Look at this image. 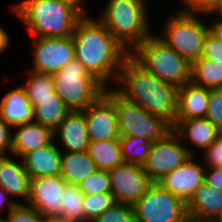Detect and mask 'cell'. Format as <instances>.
I'll use <instances>...</instances> for the list:
<instances>
[{
  "label": "cell",
  "instance_id": "17",
  "mask_svg": "<svg viewBox=\"0 0 222 222\" xmlns=\"http://www.w3.org/2000/svg\"><path fill=\"white\" fill-rule=\"evenodd\" d=\"M14 127L19 129L15 134H12L11 153L19 156L21 159L26 154L44 147L54 140V132L35 121Z\"/></svg>",
  "mask_w": 222,
  "mask_h": 222
},
{
  "label": "cell",
  "instance_id": "18",
  "mask_svg": "<svg viewBox=\"0 0 222 222\" xmlns=\"http://www.w3.org/2000/svg\"><path fill=\"white\" fill-rule=\"evenodd\" d=\"M53 132L54 141H56L55 137L59 135L65 152H79L88 149V131L83 110L70 111Z\"/></svg>",
  "mask_w": 222,
  "mask_h": 222
},
{
  "label": "cell",
  "instance_id": "16",
  "mask_svg": "<svg viewBox=\"0 0 222 222\" xmlns=\"http://www.w3.org/2000/svg\"><path fill=\"white\" fill-rule=\"evenodd\" d=\"M222 210V192L205 181L187 202L189 220L212 222Z\"/></svg>",
  "mask_w": 222,
  "mask_h": 222
},
{
  "label": "cell",
  "instance_id": "47",
  "mask_svg": "<svg viewBox=\"0 0 222 222\" xmlns=\"http://www.w3.org/2000/svg\"><path fill=\"white\" fill-rule=\"evenodd\" d=\"M212 222H222V210Z\"/></svg>",
  "mask_w": 222,
  "mask_h": 222
},
{
  "label": "cell",
  "instance_id": "43",
  "mask_svg": "<svg viewBox=\"0 0 222 222\" xmlns=\"http://www.w3.org/2000/svg\"><path fill=\"white\" fill-rule=\"evenodd\" d=\"M43 222H73L65 216L54 214L43 216Z\"/></svg>",
  "mask_w": 222,
  "mask_h": 222
},
{
  "label": "cell",
  "instance_id": "48",
  "mask_svg": "<svg viewBox=\"0 0 222 222\" xmlns=\"http://www.w3.org/2000/svg\"><path fill=\"white\" fill-rule=\"evenodd\" d=\"M219 137L222 139V128L219 130Z\"/></svg>",
  "mask_w": 222,
  "mask_h": 222
},
{
  "label": "cell",
  "instance_id": "1",
  "mask_svg": "<svg viewBox=\"0 0 222 222\" xmlns=\"http://www.w3.org/2000/svg\"><path fill=\"white\" fill-rule=\"evenodd\" d=\"M72 41L75 59L105 87L108 79L117 80L120 67L130 55L99 20L85 14L75 25Z\"/></svg>",
  "mask_w": 222,
  "mask_h": 222
},
{
  "label": "cell",
  "instance_id": "10",
  "mask_svg": "<svg viewBox=\"0 0 222 222\" xmlns=\"http://www.w3.org/2000/svg\"><path fill=\"white\" fill-rule=\"evenodd\" d=\"M179 141L182 139L172 130L161 140L152 143L147 160L143 164L144 171L152 182H158L181 166L191 155L195 157L193 151Z\"/></svg>",
  "mask_w": 222,
  "mask_h": 222
},
{
  "label": "cell",
  "instance_id": "35",
  "mask_svg": "<svg viewBox=\"0 0 222 222\" xmlns=\"http://www.w3.org/2000/svg\"><path fill=\"white\" fill-rule=\"evenodd\" d=\"M206 118L218 130L222 128V89L210 90Z\"/></svg>",
  "mask_w": 222,
  "mask_h": 222
},
{
  "label": "cell",
  "instance_id": "27",
  "mask_svg": "<svg viewBox=\"0 0 222 222\" xmlns=\"http://www.w3.org/2000/svg\"><path fill=\"white\" fill-rule=\"evenodd\" d=\"M190 81L210 90L222 89V64L201 56L191 64Z\"/></svg>",
  "mask_w": 222,
  "mask_h": 222
},
{
  "label": "cell",
  "instance_id": "34",
  "mask_svg": "<svg viewBox=\"0 0 222 222\" xmlns=\"http://www.w3.org/2000/svg\"><path fill=\"white\" fill-rule=\"evenodd\" d=\"M92 222H135L132 205L115 202Z\"/></svg>",
  "mask_w": 222,
  "mask_h": 222
},
{
  "label": "cell",
  "instance_id": "40",
  "mask_svg": "<svg viewBox=\"0 0 222 222\" xmlns=\"http://www.w3.org/2000/svg\"><path fill=\"white\" fill-rule=\"evenodd\" d=\"M210 172L205 170L204 181L210 186L222 192V167L209 168Z\"/></svg>",
  "mask_w": 222,
  "mask_h": 222
},
{
  "label": "cell",
  "instance_id": "24",
  "mask_svg": "<svg viewBox=\"0 0 222 222\" xmlns=\"http://www.w3.org/2000/svg\"><path fill=\"white\" fill-rule=\"evenodd\" d=\"M97 170L88 151L64 152L61 157L60 175L70 185H78Z\"/></svg>",
  "mask_w": 222,
  "mask_h": 222
},
{
  "label": "cell",
  "instance_id": "6",
  "mask_svg": "<svg viewBox=\"0 0 222 222\" xmlns=\"http://www.w3.org/2000/svg\"><path fill=\"white\" fill-rule=\"evenodd\" d=\"M52 76L54 92L70 111L87 109L106 88L77 59L72 60Z\"/></svg>",
  "mask_w": 222,
  "mask_h": 222
},
{
  "label": "cell",
  "instance_id": "11",
  "mask_svg": "<svg viewBox=\"0 0 222 222\" xmlns=\"http://www.w3.org/2000/svg\"><path fill=\"white\" fill-rule=\"evenodd\" d=\"M108 173L111 193L116 203L133 205L153 183L140 164L124 162Z\"/></svg>",
  "mask_w": 222,
  "mask_h": 222
},
{
  "label": "cell",
  "instance_id": "14",
  "mask_svg": "<svg viewBox=\"0 0 222 222\" xmlns=\"http://www.w3.org/2000/svg\"><path fill=\"white\" fill-rule=\"evenodd\" d=\"M68 183L61 175L30 179L28 205L42 216L59 215L60 196Z\"/></svg>",
  "mask_w": 222,
  "mask_h": 222
},
{
  "label": "cell",
  "instance_id": "23",
  "mask_svg": "<svg viewBox=\"0 0 222 222\" xmlns=\"http://www.w3.org/2000/svg\"><path fill=\"white\" fill-rule=\"evenodd\" d=\"M172 127L180 139L187 138L200 149H207L219 137V130L206 117L176 120Z\"/></svg>",
  "mask_w": 222,
  "mask_h": 222
},
{
  "label": "cell",
  "instance_id": "28",
  "mask_svg": "<svg viewBox=\"0 0 222 222\" xmlns=\"http://www.w3.org/2000/svg\"><path fill=\"white\" fill-rule=\"evenodd\" d=\"M60 201L59 215L65 216L73 222H87L84 217V194L78 185L67 184Z\"/></svg>",
  "mask_w": 222,
  "mask_h": 222
},
{
  "label": "cell",
  "instance_id": "9",
  "mask_svg": "<svg viewBox=\"0 0 222 222\" xmlns=\"http://www.w3.org/2000/svg\"><path fill=\"white\" fill-rule=\"evenodd\" d=\"M135 222H189L187 203L153 182L132 205Z\"/></svg>",
  "mask_w": 222,
  "mask_h": 222
},
{
  "label": "cell",
  "instance_id": "8",
  "mask_svg": "<svg viewBox=\"0 0 222 222\" xmlns=\"http://www.w3.org/2000/svg\"><path fill=\"white\" fill-rule=\"evenodd\" d=\"M164 28L163 37L158 35V38L190 64L202 56L209 25L206 26L195 13L180 11L169 17Z\"/></svg>",
  "mask_w": 222,
  "mask_h": 222
},
{
  "label": "cell",
  "instance_id": "29",
  "mask_svg": "<svg viewBox=\"0 0 222 222\" xmlns=\"http://www.w3.org/2000/svg\"><path fill=\"white\" fill-rule=\"evenodd\" d=\"M28 74L30 77L23 87L33 107L37 104V99L53 97L54 82L52 74L37 73L34 71H29Z\"/></svg>",
  "mask_w": 222,
  "mask_h": 222
},
{
  "label": "cell",
  "instance_id": "20",
  "mask_svg": "<svg viewBox=\"0 0 222 222\" xmlns=\"http://www.w3.org/2000/svg\"><path fill=\"white\" fill-rule=\"evenodd\" d=\"M210 89L191 81L178 88V113L176 120L206 117Z\"/></svg>",
  "mask_w": 222,
  "mask_h": 222
},
{
  "label": "cell",
  "instance_id": "12",
  "mask_svg": "<svg viewBox=\"0 0 222 222\" xmlns=\"http://www.w3.org/2000/svg\"><path fill=\"white\" fill-rule=\"evenodd\" d=\"M35 38L34 72L54 74L75 59L72 36Z\"/></svg>",
  "mask_w": 222,
  "mask_h": 222
},
{
  "label": "cell",
  "instance_id": "2",
  "mask_svg": "<svg viewBox=\"0 0 222 222\" xmlns=\"http://www.w3.org/2000/svg\"><path fill=\"white\" fill-rule=\"evenodd\" d=\"M115 90L146 111L159 115L172 126L178 113V88L145 70L130 55L120 67Z\"/></svg>",
  "mask_w": 222,
  "mask_h": 222
},
{
  "label": "cell",
  "instance_id": "15",
  "mask_svg": "<svg viewBox=\"0 0 222 222\" xmlns=\"http://www.w3.org/2000/svg\"><path fill=\"white\" fill-rule=\"evenodd\" d=\"M191 155L181 166L161 178L158 183L171 194L183 199L186 203L204 182L205 169L195 163Z\"/></svg>",
  "mask_w": 222,
  "mask_h": 222
},
{
  "label": "cell",
  "instance_id": "45",
  "mask_svg": "<svg viewBox=\"0 0 222 222\" xmlns=\"http://www.w3.org/2000/svg\"><path fill=\"white\" fill-rule=\"evenodd\" d=\"M220 13V17L222 18V0H217L215 7L209 13Z\"/></svg>",
  "mask_w": 222,
  "mask_h": 222
},
{
  "label": "cell",
  "instance_id": "41",
  "mask_svg": "<svg viewBox=\"0 0 222 222\" xmlns=\"http://www.w3.org/2000/svg\"><path fill=\"white\" fill-rule=\"evenodd\" d=\"M209 27V32L222 42V18L219 21L213 22Z\"/></svg>",
  "mask_w": 222,
  "mask_h": 222
},
{
  "label": "cell",
  "instance_id": "26",
  "mask_svg": "<svg viewBox=\"0 0 222 222\" xmlns=\"http://www.w3.org/2000/svg\"><path fill=\"white\" fill-rule=\"evenodd\" d=\"M33 110L34 121L50 128L52 131L70 112V109L55 92H53V97L37 99V104L33 107Z\"/></svg>",
  "mask_w": 222,
  "mask_h": 222
},
{
  "label": "cell",
  "instance_id": "30",
  "mask_svg": "<svg viewBox=\"0 0 222 222\" xmlns=\"http://www.w3.org/2000/svg\"><path fill=\"white\" fill-rule=\"evenodd\" d=\"M124 162L143 165L153 142L143 137H119Z\"/></svg>",
  "mask_w": 222,
  "mask_h": 222
},
{
  "label": "cell",
  "instance_id": "4",
  "mask_svg": "<svg viewBox=\"0 0 222 222\" xmlns=\"http://www.w3.org/2000/svg\"><path fill=\"white\" fill-rule=\"evenodd\" d=\"M145 6L144 0H109L98 18L111 35L126 50L129 49V53V47L134 50L151 36Z\"/></svg>",
  "mask_w": 222,
  "mask_h": 222
},
{
  "label": "cell",
  "instance_id": "19",
  "mask_svg": "<svg viewBox=\"0 0 222 222\" xmlns=\"http://www.w3.org/2000/svg\"><path fill=\"white\" fill-rule=\"evenodd\" d=\"M61 157L59 148L52 141L50 144L26 154L22 160L29 176L37 178L60 175Z\"/></svg>",
  "mask_w": 222,
  "mask_h": 222
},
{
  "label": "cell",
  "instance_id": "3",
  "mask_svg": "<svg viewBox=\"0 0 222 222\" xmlns=\"http://www.w3.org/2000/svg\"><path fill=\"white\" fill-rule=\"evenodd\" d=\"M13 6L35 37L72 36L77 21L85 14L68 0H25Z\"/></svg>",
  "mask_w": 222,
  "mask_h": 222
},
{
  "label": "cell",
  "instance_id": "39",
  "mask_svg": "<svg viewBox=\"0 0 222 222\" xmlns=\"http://www.w3.org/2000/svg\"><path fill=\"white\" fill-rule=\"evenodd\" d=\"M11 126L7 124L1 117H0V156L6 155V151L11 152L12 149V134L10 133Z\"/></svg>",
  "mask_w": 222,
  "mask_h": 222
},
{
  "label": "cell",
  "instance_id": "5",
  "mask_svg": "<svg viewBox=\"0 0 222 222\" xmlns=\"http://www.w3.org/2000/svg\"><path fill=\"white\" fill-rule=\"evenodd\" d=\"M130 56L145 70L177 88L190 82L191 64L157 35L147 37Z\"/></svg>",
  "mask_w": 222,
  "mask_h": 222
},
{
  "label": "cell",
  "instance_id": "38",
  "mask_svg": "<svg viewBox=\"0 0 222 222\" xmlns=\"http://www.w3.org/2000/svg\"><path fill=\"white\" fill-rule=\"evenodd\" d=\"M187 7L181 12L186 13H197L200 14L208 13L215 7L217 0H183Z\"/></svg>",
  "mask_w": 222,
  "mask_h": 222
},
{
  "label": "cell",
  "instance_id": "42",
  "mask_svg": "<svg viewBox=\"0 0 222 222\" xmlns=\"http://www.w3.org/2000/svg\"><path fill=\"white\" fill-rule=\"evenodd\" d=\"M10 45V38L3 28L0 27V54L5 52L7 47Z\"/></svg>",
  "mask_w": 222,
  "mask_h": 222
},
{
  "label": "cell",
  "instance_id": "13",
  "mask_svg": "<svg viewBox=\"0 0 222 222\" xmlns=\"http://www.w3.org/2000/svg\"><path fill=\"white\" fill-rule=\"evenodd\" d=\"M83 114L89 142L119 139L117 109L105 93L83 110Z\"/></svg>",
  "mask_w": 222,
  "mask_h": 222
},
{
  "label": "cell",
  "instance_id": "32",
  "mask_svg": "<svg viewBox=\"0 0 222 222\" xmlns=\"http://www.w3.org/2000/svg\"><path fill=\"white\" fill-rule=\"evenodd\" d=\"M8 204V205H7ZM8 215L0 222H43V216L27 204H20L15 201L6 203Z\"/></svg>",
  "mask_w": 222,
  "mask_h": 222
},
{
  "label": "cell",
  "instance_id": "22",
  "mask_svg": "<svg viewBox=\"0 0 222 222\" xmlns=\"http://www.w3.org/2000/svg\"><path fill=\"white\" fill-rule=\"evenodd\" d=\"M30 179L22 160L17 163L7 155L0 156V187L8 195L20 196L28 202Z\"/></svg>",
  "mask_w": 222,
  "mask_h": 222
},
{
  "label": "cell",
  "instance_id": "21",
  "mask_svg": "<svg viewBox=\"0 0 222 222\" xmlns=\"http://www.w3.org/2000/svg\"><path fill=\"white\" fill-rule=\"evenodd\" d=\"M0 117L11 127L34 121L33 106L23 86L10 90L2 98Z\"/></svg>",
  "mask_w": 222,
  "mask_h": 222
},
{
  "label": "cell",
  "instance_id": "7",
  "mask_svg": "<svg viewBox=\"0 0 222 222\" xmlns=\"http://www.w3.org/2000/svg\"><path fill=\"white\" fill-rule=\"evenodd\" d=\"M104 93L116 106L120 137H143L154 142L161 140L173 130L172 125L163 117L125 99L115 89L108 90L106 87Z\"/></svg>",
  "mask_w": 222,
  "mask_h": 222
},
{
  "label": "cell",
  "instance_id": "31",
  "mask_svg": "<svg viewBox=\"0 0 222 222\" xmlns=\"http://www.w3.org/2000/svg\"><path fill=\"white\" fill-rule=\"evenodd\" d=\"M115 203L112 193L84 194L83 210L87 222H92Z\"/></svg>",
  "mask_w": 222,
  "mask_h": 222
},
{
  "label": "cell",
  "instance_id": "46",
  "mask_svg": "<svg viewBox=\"0 0 222 222\" xmlns=\"http://www.w3.org/2000/svg\"><path fill=\"white\" fill-rule=\"evenodd\" d=\"M68 1H71L72 3H74V4H75L76 6H78L85 14H87L86 11L84 10L85 8L82 7V6H80L81 3H82V0H68Z\"/></svg>",
  "mask_w": 222,
  "mask_h": 222
},
{
  "label": "cell",
  "instance_id": "36",
  "mask_svg": "<svg viewBox=\"0 0 222 222\" xmlns=\"http://www.w3.org/2000/svg\"><path fill=\"white\" fill-rule=\"evenodd\" d=\"M202 57L222 64V42L210 32L205 37Z\"/></svg>",
  "mask_w": 222,
  "mask_h": 222
},
{
  "label": "cell",
  "instance_id": "44",
  "mask_svg": "<svg viewBox=\"0 0 222 222\" xmlns=\"http://www.w3.org/2000/svg\"><path fill=\"white\" fill-rule=\"evenodd\" d=\"M8 194L0 187V212L4 210V203L8 202ZM3 218L0 216V221Z\"/></svg>",
  "mask_w": 222,
  "mask_h": 222
},
{
  "label": "cell",
  "instance_id": "25",
  "mask_svg": "<svg viewBox=\"0 0 222 222\" xmlns=\"http://www.w3.org/2000/svg\"><path fill=\"white\" fill-rule=\"evenodd\" d=\"M87 151L100 170L110 171L124 163L119 139L91 141Z\"/></svg>",
  "mask_w": 222,
  "mask_h": 222
},
{
  "label": "cell",
  "instance_id": "37",
  "mask_svg": "<svg viewBox=\"0 0 222 222\" xmlns=\"http://www.w3.org/2000/svg\"><path fill=\"white\" fill-rule=\"evenodd\" d=\"M205 156L208 168L222 167V139L220 137L205 150Z\"/></svg>",
  "mask_w": 222,
  "mask_h": 222
},
{
  "label": "cell",
  "instance_id": "33",
  "mask_svg": "<svg viewBox=\"0 0 222 222\" xmlns=\"http://www.w3.org/2000/svg\"><path fill=\"white\" fill-rule=\"evenodd\" d=\"M83 194L111 193L110 176L108 171L97 169L84 181L78 184Z\"/></svg>",
  "mask_w": 222,
  "mask_h": 222
}]
</instances>
